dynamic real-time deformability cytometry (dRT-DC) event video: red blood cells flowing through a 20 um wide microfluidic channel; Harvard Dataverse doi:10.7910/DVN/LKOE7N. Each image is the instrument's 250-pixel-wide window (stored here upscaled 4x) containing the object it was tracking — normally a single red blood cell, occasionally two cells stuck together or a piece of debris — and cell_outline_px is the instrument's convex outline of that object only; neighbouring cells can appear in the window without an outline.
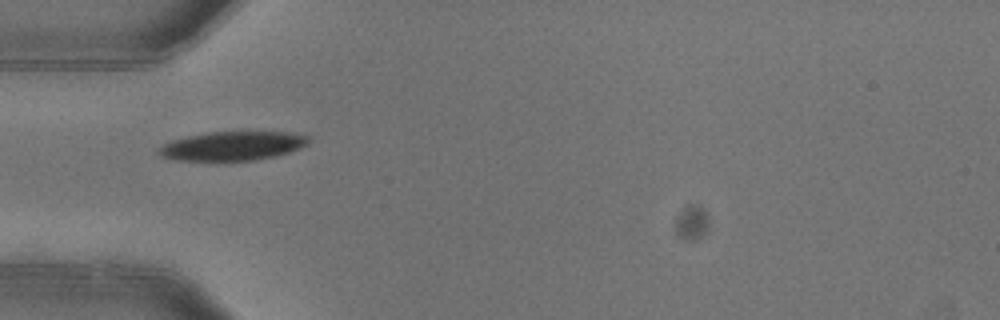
{"species": "common noctule bat (a hibernating species)", "species_latin": "Nyctalus noctula", "temperature_condition": "warm", "stored_images_in_passage": 5, "camera_frame_rate_fps": 3000, "um_per_image_px": 0.085, "animal": {"sex": "female"}, "frame": {"image": 1, "passage_image": 4, "time_ms": 1.0, "image_size_px": [1000, 320], "cell_outline_px": [[308, 140], [304, 144], [288, 152], [272, 156], [252, 160], [176, 160], [160, 156], [156, 152], [164, 144], [172, 140], [188, 136], [208, 132], [284, 132], [308, 136]], "centroid_in_image_um": [19.67, 12.4], "position_along_channel_um": 65.3, "area_um2": 24.62}}